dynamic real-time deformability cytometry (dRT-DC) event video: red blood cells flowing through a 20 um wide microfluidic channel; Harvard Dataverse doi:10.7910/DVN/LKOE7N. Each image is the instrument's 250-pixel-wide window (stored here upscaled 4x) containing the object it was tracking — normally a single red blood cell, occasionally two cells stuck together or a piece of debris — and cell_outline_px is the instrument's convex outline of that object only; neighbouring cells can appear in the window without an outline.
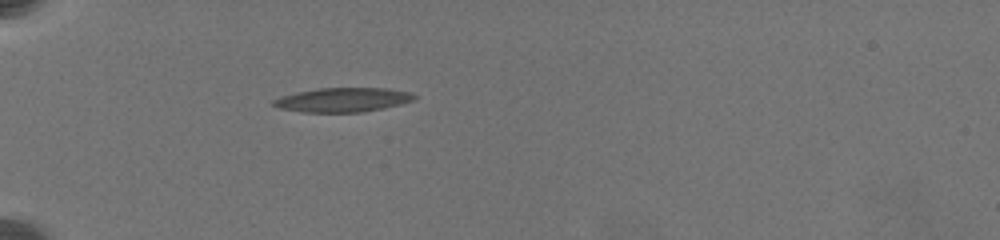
{"species": "common noctule bat (a hibernating species)", "species_latin": "Nyctalus noctula", "temperature_condition": "warm", "stored_images_in_passage": 2, "camera_frame_rate_fps": 3000, "um_per_image_px": 0.085, "animal": {"sex": "female", "body_mass_g": 19.5, "forearm_length_mm": 54.1}, "frame": {"image": 1, "passage_image": 1, "time_ms": 0.0, "image_size_px": [1000, 240], "cell_outline_px": [[416, 100], [400, 104], [360, 112], [304, 112], [276, 108], [272, 104], [272, 100], [284, 96], [300, 92], [324, 88], [380, 88], [408, 92], [416, 96]], "centroid_in_image_um": [29.12, 8.49], "position_along_channel_um": 55.9, "area_um2": 19.42}}